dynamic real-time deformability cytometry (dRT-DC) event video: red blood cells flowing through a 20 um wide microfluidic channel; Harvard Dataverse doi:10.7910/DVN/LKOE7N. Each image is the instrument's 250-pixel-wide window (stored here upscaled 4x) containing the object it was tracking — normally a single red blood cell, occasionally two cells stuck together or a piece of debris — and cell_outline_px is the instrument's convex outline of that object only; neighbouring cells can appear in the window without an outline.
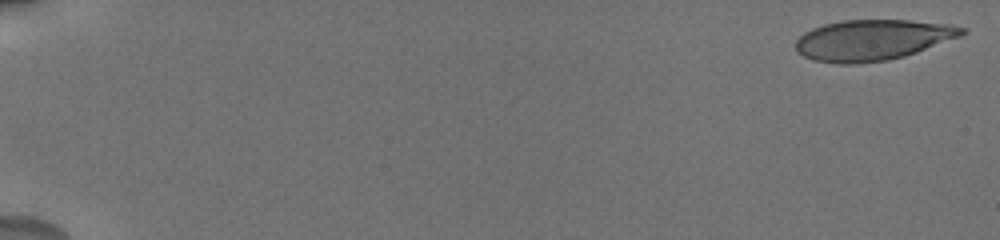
{"species": "human", "species_latin": "Homo sapiens", "temperature_condition": "cold", "stored_images_in_passage": 23, "camera_frame_rate_fps": 3000, "um_per_image_px": 0.085, "donor": {"sex": "male"}, "frame": {"image": 1, "passage_image": 1, "time_ms": 0.0, "image_size_px": [1000, 240], "cell_outline_px": [[968, 32], [960, 36], [916, 52], [904, 56], [888, 60], [852, 64], [836, 64], [816, 60], [804, 56], [796, 48], [796, 40], [804, 32], [812, 28], [824, 24], [844, 20], [908, 20], [948, 24], [968, 28]], "centroid_in_image_um": [74.18, 3.39], "position_along_channel_um": 10.8, "area_um2": 39.25}}
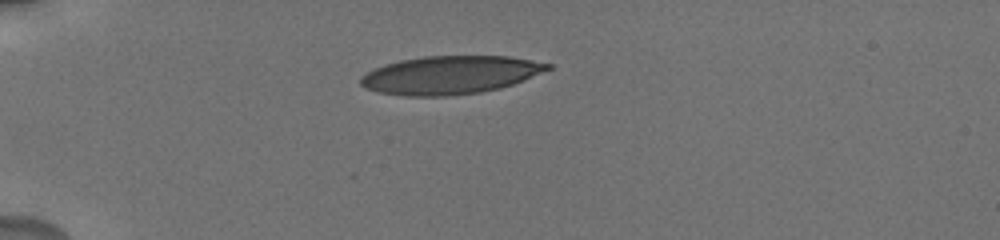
{"frame": {"image": 2, "passage_image": 13, "time_ms": 5.0, "image_size_px": [1000, 240], "cell_outline_px": [[552, 68], [512, 84], [500, 88], [480, 92], [448, 96], [404, 96], [376, 92], [364, 88], [360, 84], [360, 76], [376, 68], [400, 60], [424, 56], [508, 56], [552, 64]], "centroid_in_image_um": [38.23, 6.38], "position_along_channel_um": 46.8, "area_um2": 41.44}}
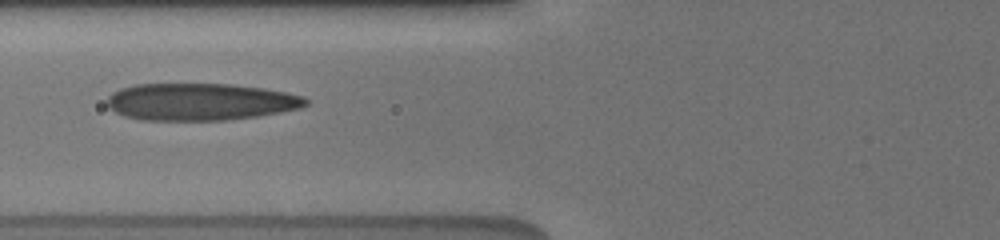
{"frame": {"image": 3, "passage_image": 21, "time_ms": 7.667, "image_size_px": [1000, 240], "cell_outline_px": [[308, 104], [300, 108], [260, 116], [228, 120], [140, 120], [124, 116], [108, 108], [108, 96], [112, 92], [120, 88], [136, 84], [232, 84], [264, 88], [288, 92], [304, 96], [308, 100]], "centroid_in_image_um": [17.05, 8.65], "position_along_channel_um": 108.8, "area_um2": 43.35}}